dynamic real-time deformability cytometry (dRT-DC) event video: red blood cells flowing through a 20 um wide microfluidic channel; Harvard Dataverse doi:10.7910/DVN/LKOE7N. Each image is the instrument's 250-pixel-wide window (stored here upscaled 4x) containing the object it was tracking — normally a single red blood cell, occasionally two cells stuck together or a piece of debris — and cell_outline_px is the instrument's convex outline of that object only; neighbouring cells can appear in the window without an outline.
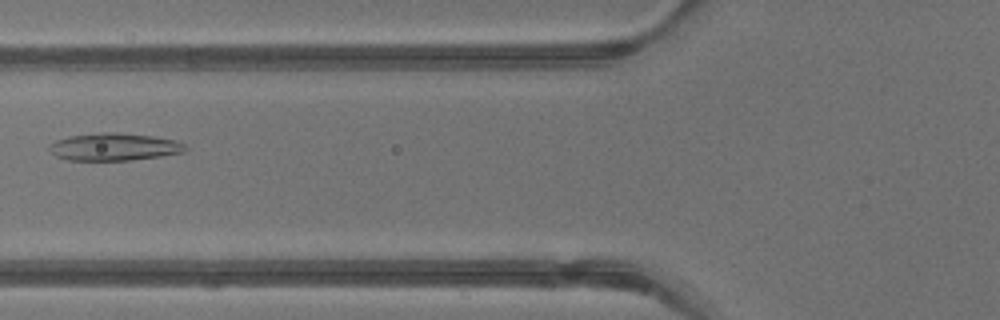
{"species": "common noctule bat (a hibernating species)", "species_latin": "Nyctalus noctula", "temperature_condition": "warm", "stored_images_in_passage": 42, "camera_frame_rate_fps": 3000, "um_per_image_px": 0.085, "animal": {"sex": "male", "body_mass_g": 13.3}, "frame": {"image": 1, "passage_image": 17, "time_ms": 5.333, "image_size_px": [1000, 320], "cell_outline_px": [[188, 148], [184, 152], [160, 156], [132, 160], [68, 160], [56, 156], [48, 148], [48, 144], [56, 140], [68, 136], [100, 132], [116, 132], [152, 136], [176, 140], [184, 144]], "centroid_in_image_um": [9.69, 12.48], "position_along_channel_um": 116.1, "area_um2": 21.85}}
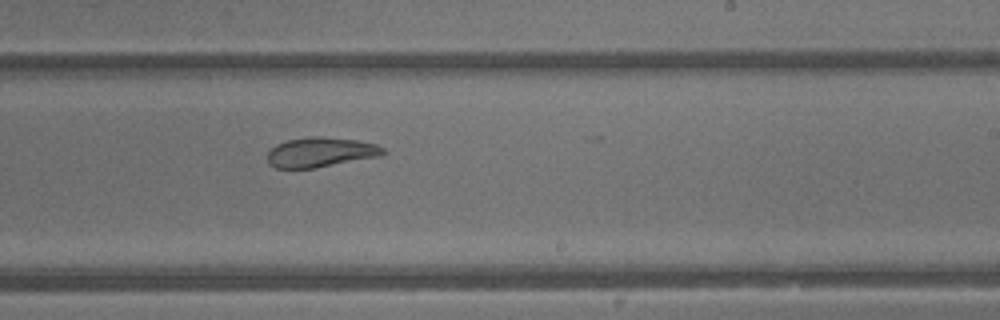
{"frame": {"image": 2, "passage_image": 26, "time_ms": 8.333, "image_size_px": [1000, 320], "cell_outline_px": [[388, 152], [380, 156], [316, 168], [276, 168], [268, 164], [268, 152], [276, 144], [288, 140], [308, 136], [320, 136], [356, 140], [376, 144], [384, 148]], "centroid_in_image_um": [27.26, 12.94], "position_along_channel_um": 261.7, "area_um2": 20.17}}
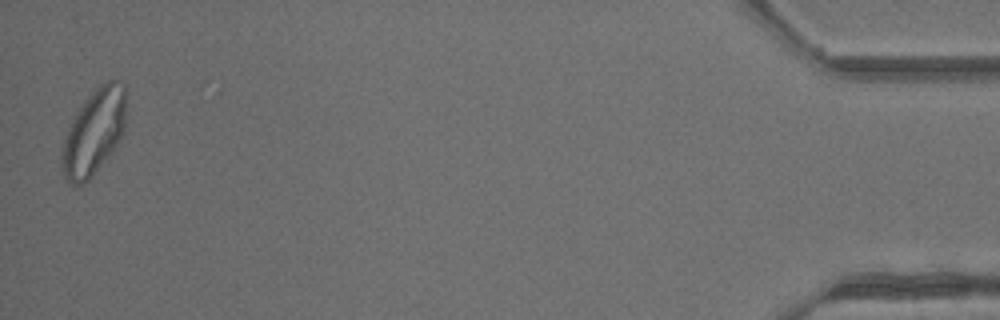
{"frame": {"image": 3, "passage_image": 42, "time_ms": 13.667, "image_size_px": [1000, 320], "cell_outline_px": [[128, 92], [124, 132], [112, 152], [92, 176], [84, 184], [72, 184], [64, 176], [60, 164], [60, 156], [64, 140], [68, 128], [76, 112], [88, 96], [104, 80], [116, 80], [124, 84], [128, 88]], "centroid_in_image_um": [8.02, 11.18], "position_along_channel_um": 427.2, "area_um2": 32.48}, "authors_computed_cell_mechanics": {"area_um2": 26.299, "velocity_mm_per_s": 4.866, "shape_relaxation_time_tau1_ms": null, "shape_relaxation_time_tau2_ms": 2.1585, "deformation_change_tau1": null, "deformation_change_tau2": 0.0869}}